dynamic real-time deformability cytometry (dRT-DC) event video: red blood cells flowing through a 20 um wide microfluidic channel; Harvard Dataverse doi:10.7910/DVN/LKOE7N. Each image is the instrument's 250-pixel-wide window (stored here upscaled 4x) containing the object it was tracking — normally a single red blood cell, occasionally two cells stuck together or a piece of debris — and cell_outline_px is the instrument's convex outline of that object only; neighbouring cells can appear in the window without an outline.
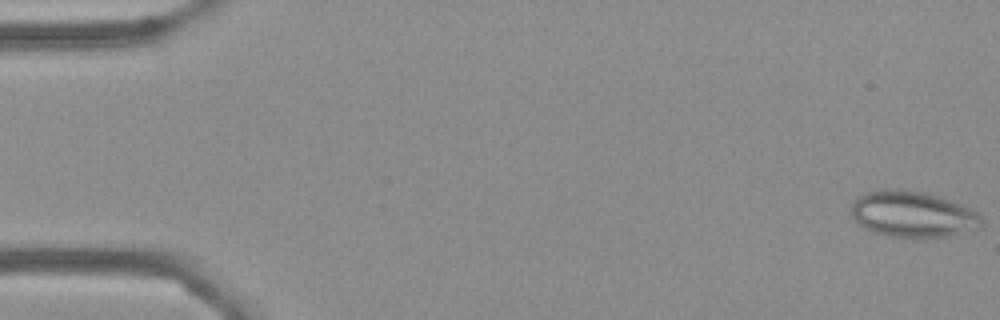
{"species": "Egyptian fruit bat (a non-hibernating species)", "species_latin": "Rousettus aegyptiacus", "temperature_condition": "cold", "stored_images_in_passage": 56, "camera_frame_rate_fps": 3000, "um_per_image_px": 0.085, "frame": {"image": 1, "passage_image": 1, "time_ms": 0.0, "image_size_px": [1000, 320], "cell_outline_px": [[984, 228], [948, 236], [888, 236], [872, 232], [864, 228], [852, 216], [852, 204], [856, 196], [864, 192], [880, 188], [896, 188], [924, 192], [960, 204], [976, 212], [984, 220]], "centroid_in_image_um": [77.57, 18.19], "position_along_channel_um": 7.4, "area_um2": 35.08}}
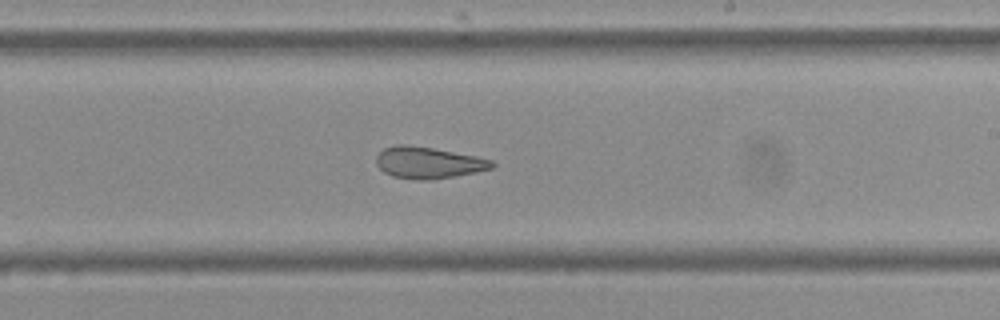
{"frame": {"image": 2, "passage_image": 33, "time_ms": 10.667, "image_size_px": [1000, 320], "cell_outline_px": [[496, 164], [492, 168], [476, 172], [456, 176], [432, 180], [420, 180], [392, 176], [384, 172], [376, 164], [376, 156], [384, 148], [396, 144], [404, 144], [432, 148], [476, 156], [492, 160]], "centroid_in_image_um": [36.4, 13.83], "position_along_channel_um": 252.6, "area_um2": 21.27}}
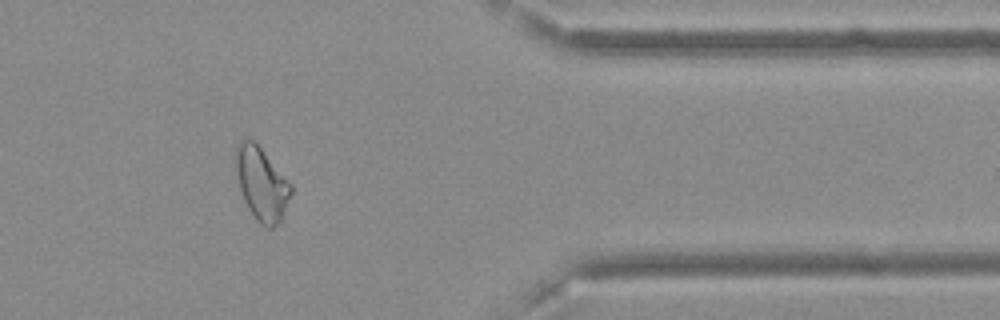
{"frame": {"image": 3, "passage_image": 46, "time_ms": 15.0, "image_size_px": [1000, 320], "cell_outline_px": [[292, 192], [284, 212], [280, 220], [272, 228], [268, 228], [260, 224], [256, 220], [248, 208], [244, 200], [232, 164], [236, 144], [240, 140], [252, 140], [260, 148], [292, 184]], "centroid_in_image_um": [22.19, 15.6], "position_along_channel_um": 389.2, "area_um2": 23.58}, "authors_computed_cell_mechanics": {"area_um2": 25.2297, "velocity_mm_per_s": 3.6246, "shape_relaxation_time_tau1_ms": null, "shape_relaxation_time_tau2_ms": 2.1685, "deformation_change_tau1": null, "deformation_change_tau2": 0.0825}}